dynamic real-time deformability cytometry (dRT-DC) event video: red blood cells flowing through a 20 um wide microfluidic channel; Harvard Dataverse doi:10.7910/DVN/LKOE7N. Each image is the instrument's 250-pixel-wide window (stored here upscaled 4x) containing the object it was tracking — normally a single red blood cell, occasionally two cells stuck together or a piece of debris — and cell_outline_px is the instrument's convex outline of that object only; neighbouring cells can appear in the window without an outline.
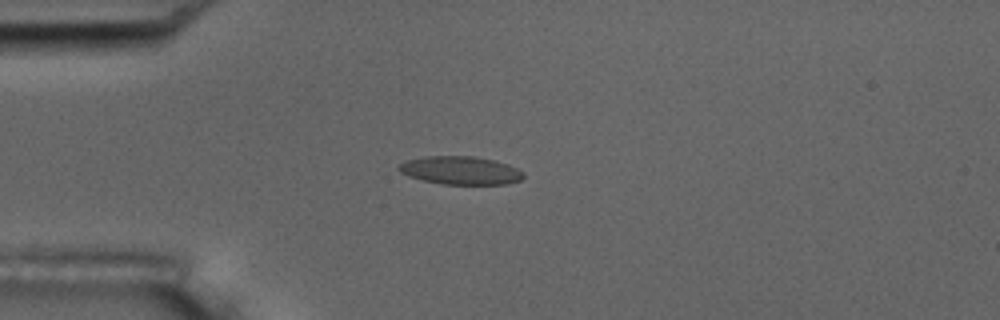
{"species": "common noctule bat (a hibernating species)", "species_latin": "Nyctalus noctula", "temperature_condition": "room temperature", "stored_images_in_passage": 8, "camera_frame_rate_fps": 3000, "um_per_image_px": 0.085, "animal": {"sex": "male", "body_mass_g": 17.5, "forearm_length_mm": 52.3}, "frame": {"image": 1, "passage_image": 4, "time_ms": 3.333, "image_size_px": [1000, 320], "cell_outline_px": [[524, 176], [520, 180], [508, 184], [440, 184], [408, 176], [400, 172], [396, 168], [400, 164], [408, 160], [424, 156], [472, 156], [492, 160], [508, 164], [524, 172]], "centroid_in_image_um": [39.14, 14.49], "position_along_channel_um": 45.9, "area_um2": 20.4}}
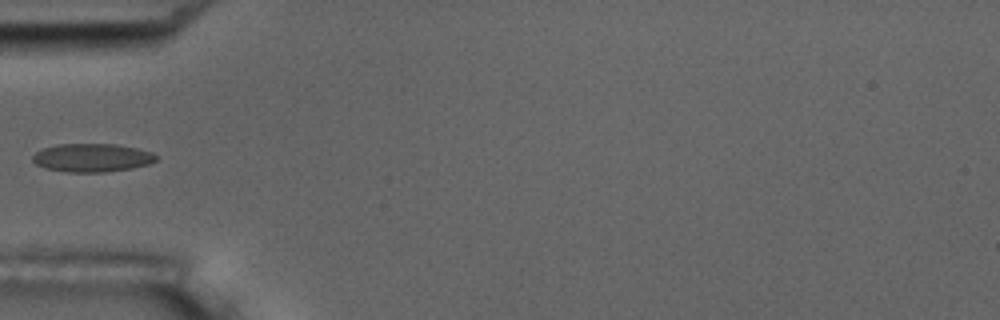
{"frame": {"image": 2, "passage_image": 5, "time_ms": 4.667, "image_size_px": [1000, 320], "cell_outline_px": [[156, 160], [148, 164], [132, 168], [104, 172], [68, 172], [44, 168], [36, 164], [32, 160], [32, 156], [36, 152], [44, 148], [56, 144], [112, 144], [136, 148], [152, 152], [156, 156]], "centroid_in_image_um": [7.79, 13.41], "position_along_channel_um": 77.2, "area_um2": 20.29}}
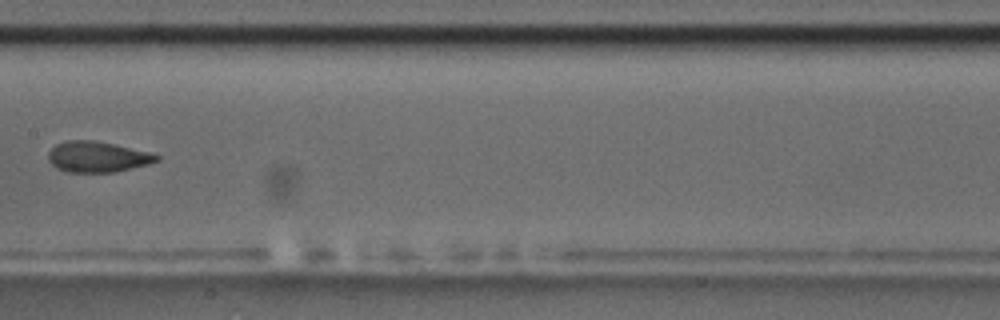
{"frame": {"image": 3, "passage_image": 8, "time_ms": 8.0, "image_size_px": [1000, 320], "cell_outline_px": [[160, 160], [148, 164], [116, 172], [68, 172], [56, 168], [48, 160], [48, 152], [56, 144], [68, 140], [92, 140], [112, 144], [148, 152], [160, 156]], "centroid_in_image_um": [8.26, 13.34], "position_along_channel_um": 199.1, "area_um2": 19.25}}